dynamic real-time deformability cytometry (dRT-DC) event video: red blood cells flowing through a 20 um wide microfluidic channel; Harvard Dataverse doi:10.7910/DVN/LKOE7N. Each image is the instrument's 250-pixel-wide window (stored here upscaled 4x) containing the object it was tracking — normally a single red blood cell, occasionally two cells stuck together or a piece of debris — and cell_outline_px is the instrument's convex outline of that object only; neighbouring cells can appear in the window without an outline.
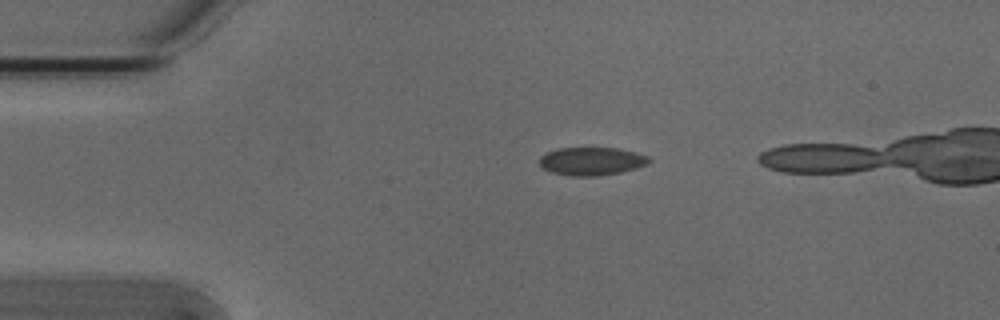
{"species": "Egyptian fruit bat (a non-hibernating species)", "species_latin": "Rousettus aegyptiacus", "temperature_condition": "cold", "stored_images_in_passage": 37, "camera_frame_rate_fps": 3000, "um_per_image_px": 0.085, "animal": {"sex": "male"}, "frame": {"image": 1, "passage_image": 1, "time_ms": 0.0, "image_size_px": [1000, 320], "cell_outline_px": [[652, 160], [648, 164], [636, 168], [620, 172], [596, 176], [572, 176], [552, 172], [540, 168], [540, 156], [556, 148], [616, 148], [636, 152], [648, 156]], "centroid_in_image_um": [50.28, 13.7], "position_along_channel_um": 34.7, "area_um2": 17.98}}
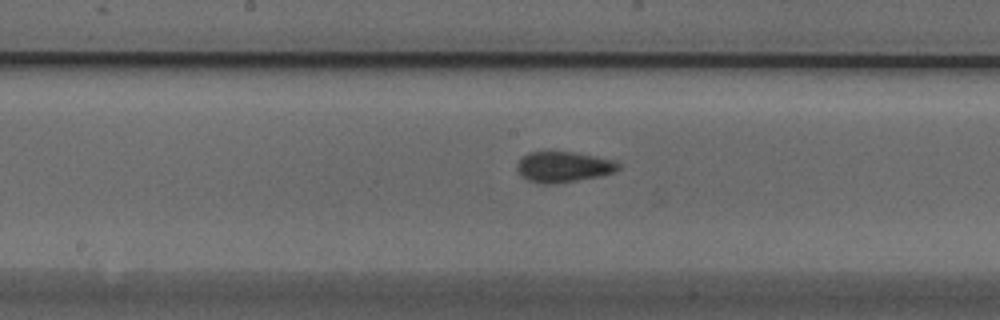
{"frame": {"image": 2, "passage_image": 17, "time_ms": 5.333, "image_size_px": [1000, 320], "cell_outline_px": [[620, 168], [616, 172], [600, 176], [556, 184], [544, 184], [528, 180], [520, 176], [516, 168], [516, 164], [528, 152], [548, 148], [572, 152], [616, 160], [620, 164]], "centroid_in_image_um": [47.86, 14.15], "position_along_channel_um": 200.3, "area_um2": 18.84}}
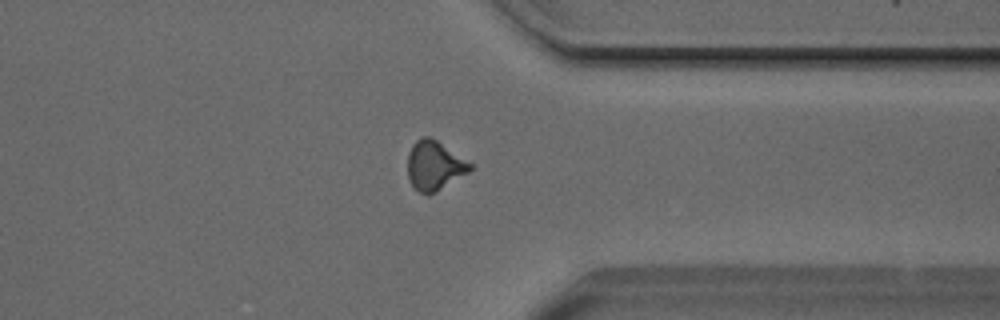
{"frame": {"image": 3, "passage_image": 31, "time_ms": 10.0, "image_size_px": [1000, 320], "cell_outline_px": [[472, 168], [468, 172], [436, 192], [428, 196], [420, 192], [408, 180], [408, 152], [412, 144], [416, 140], [424, 136], [428, 136], [436, 140], [472, 164]], "centroid_in_image_um": [36.89, 14.08], "position_along_channel_um": 374.5, "area_um2": 17.74}, "authors_computed_cell_mechanics": {"area_um2": 17.918, "velocity_mm_per_s": 3.821, "shape_relaxation_time_tau1_ms": 4.371, "shape_relaxation_time_tau2_ms": 2.4692, "deformation_change_tau1": 0.0859, "deformation_change_tau2": 0.042}}